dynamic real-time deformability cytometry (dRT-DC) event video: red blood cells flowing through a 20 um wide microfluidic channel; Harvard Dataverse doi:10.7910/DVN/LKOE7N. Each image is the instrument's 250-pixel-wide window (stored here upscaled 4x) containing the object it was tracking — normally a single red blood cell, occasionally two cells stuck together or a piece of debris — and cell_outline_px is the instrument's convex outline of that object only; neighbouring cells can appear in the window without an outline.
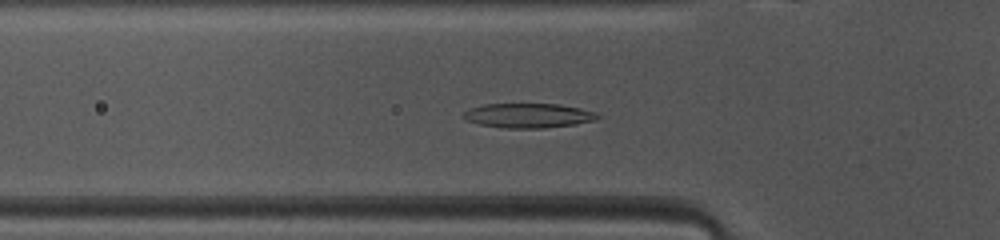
{"species": "common noctule bat (a hibernating species)", "species_latin": "Nyctalus noctula", "temperature_condition": "warm", "stored_images_in_passage": 36, "camera_frame_rate_fps": 3000, "um_per_image_px": 0.085, "animal": {"sex": "female", "body_mass_g": 10.0, "forearm_length_mm": 53.1}, "frame": {"image": 1, "passage_image": 3, "time_ms": 0.667, "image_size_px": [1000, 240], "cell_outline_px": [[600, 116], [596, 120], [576, 124], [544, 128], [508, 128], [480, 124], [468, 120], [460, 116], [464, 112], [472, 108], [484, 104], [560, 104], [580, 108], [596, 112]], "centroid_in_image_um": [44.94, 9.82], "position_along_channel_um": 80.9, "area_um2": 19.07}}
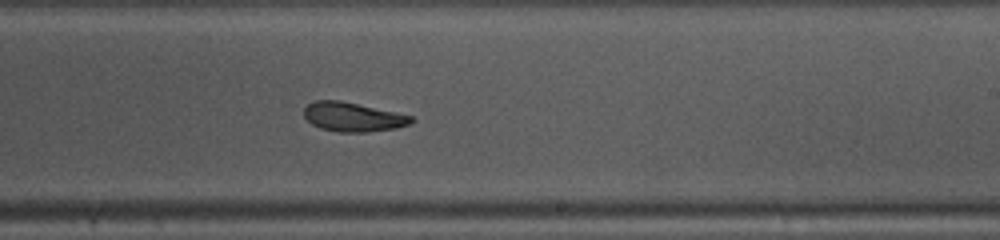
{"frame": {"image": 2, "passage_image": 16, "time_ms": 5.0, "image_size_px": [1000, 240], "cell_outline_px": [[416, 120], [412, 124], [396, 128], [368, 132], [336, 132], [320, 128], [312, 124], [304, 116], [304, 108], [308, 104], [316, 100], [340, 100], [412, 116]], "centroid_in_image_um": [30.01, 9.95], "position_along_channel_um": 259.0, "area_um2": 18.26}}
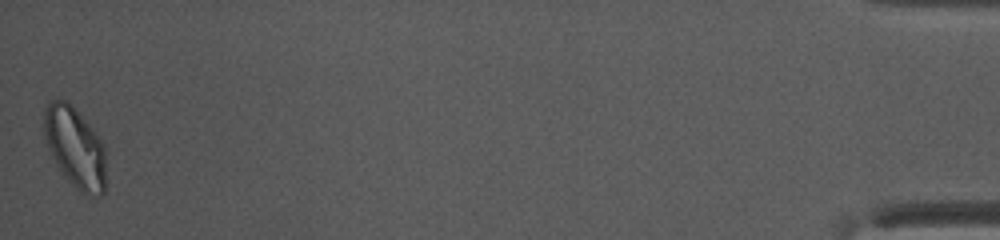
{"frame": {"image": 3, "passage_image": 36, "time_ms": 11.667, "image_size_px": [1000, 240], "cell_outline_px": [[104, 192], [100, 196], [88, 196], [80, 192], [64, 176], [56, 164], [48, 148], [44, 132], [44, 108], [48, 100], [64, 100], [72, 104], [96, 132], [104, 148]], "centroid_in_image_um": [6.36, 12.51], "position_along_channel_um": 428.8, "area_um2": 28.96}, "authors_computed_cell_mechanics": {"area_um2": 19.074, "velocity_mm_per_s": 4.1013, "shape_relaxation_time_tau1_ms": 4.2608, "shape_relaxation_time_tau2_ms": 3.3896, "deformation_change_tau1": 0.1519, "deformation_change_tau2": 0.0962}}